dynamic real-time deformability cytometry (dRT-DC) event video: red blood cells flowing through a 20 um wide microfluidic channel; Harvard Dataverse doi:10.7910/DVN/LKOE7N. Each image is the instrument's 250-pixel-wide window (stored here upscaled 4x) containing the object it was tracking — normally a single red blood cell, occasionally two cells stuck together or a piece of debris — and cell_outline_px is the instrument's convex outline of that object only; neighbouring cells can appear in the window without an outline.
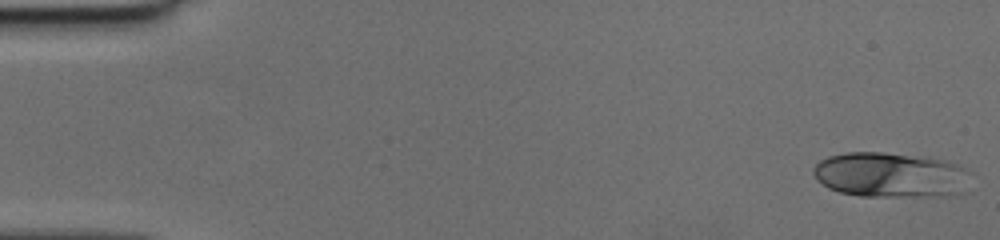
{"species": "human", "species_latin": "Homo sapiens", "temperature_condition": "cold", "stored_images_in_passage": 49, "camera_frame_rate_fps": 3000, "um_per_image_px": 0.085, "donor": {"sex": "female"}, "frame": {"image": 1, "passage_image": 1, "time_ms": 0.0, "image_size_px": [1000, 240], "cell_outline_px": [[972, 172], [968, 192], [944, 196], [860, 196], [840, 192], [828, 188], [816, 180], [812, 172], [812, 168], [820, 160], [828, 156], [848, 152], [884, 152], [928, 156], [944, 160], [956, 164]], "centroid_in_image_um": [75.76, 14.87], "position_along_channel_um": 9.2, "area_um2": 42.31}}
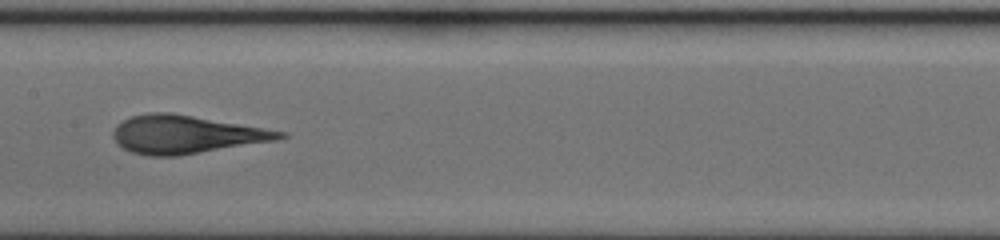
{"frame": {"image": 2, "passage_image": 25, "time_ms": 8.0, "image_size_px": [1000, 240], "cell_outline_px": [[288, 136], [276, 140], [176, 156], [148, 156], [132, 152], [124, 148], [112, 136], [112, 132], [124, 120], [132, 116], [148, 112], [172, 112], [288, 132]], "centroid_in_image_um": [15.82, 11.42], "position_along_channel_um": 191.6, "area_um2": 36.65}}
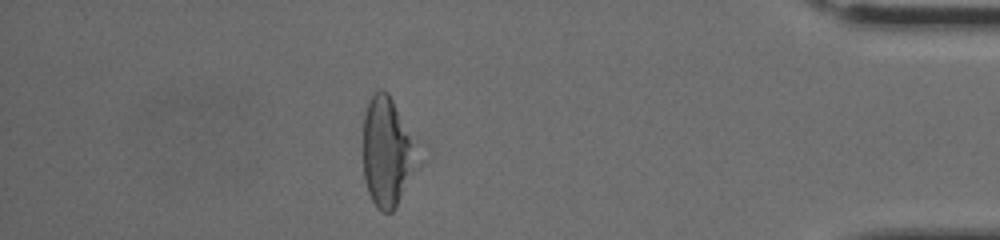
{"frame": {"image": 3, "passage_image": 43, "time_ms": 14.0, "image_size_px": [1000, 240], "cell_outline_px": [[420, 164], [396, 208], [392, 212], [380, 212], [376, 208], [368, 192], [364, 180], [364, 116], [368, 100], [372, 92], [380, 88], [388, 92], [392, 100], [408, 136]], "centroid_in_image_um": [32.86, 13.01], "position_along_channel_um": 402.3, "area_um2": 33.99}}